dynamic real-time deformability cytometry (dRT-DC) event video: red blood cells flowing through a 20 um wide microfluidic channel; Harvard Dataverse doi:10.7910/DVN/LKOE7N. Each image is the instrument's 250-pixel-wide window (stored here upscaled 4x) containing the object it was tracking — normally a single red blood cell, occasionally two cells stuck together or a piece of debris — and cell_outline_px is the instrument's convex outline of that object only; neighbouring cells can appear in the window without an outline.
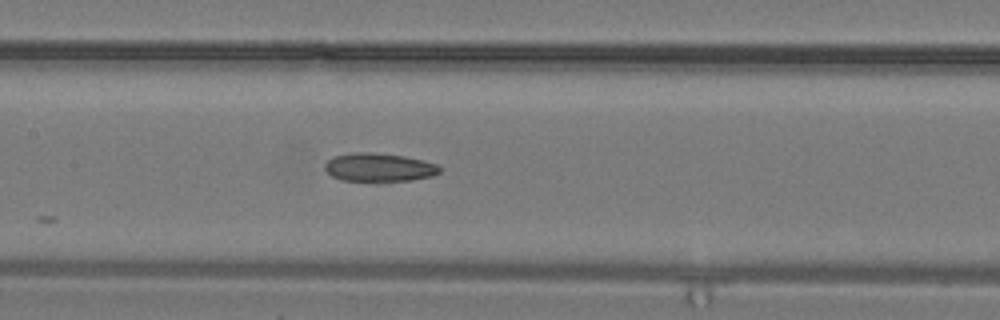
{"species": "common noctule bat (a hibernating species)", "species_latin": "Nyctalus noctula", "temperature_condition": "warm", "stored_images_in_passage": 19, "camera_frame_rate_fps": 3000, "um_per_image_px": 0.085, "animal": {"sex": "male", "body_mass_g": 19.2, "forearm_length_mm": 51.8}, "frame": {"image": 1, "passage_image": 15, "time_ms": 4.667, "image_size_px": [1000, 320], "cell_outline_px": [[440, 172], [432, 176], [412, 180], [380, 184], [340, 180], [332, 176], [324, 168], [324, 164], [332, 156], [352, 152], [372, 152], [404, 156], [424, 160], [436, 164], [440, 168]], "centroid_in_image_um": [32.19, 14.27], "position_along_channel_um": 175.2, "area_um2": 19.94}}
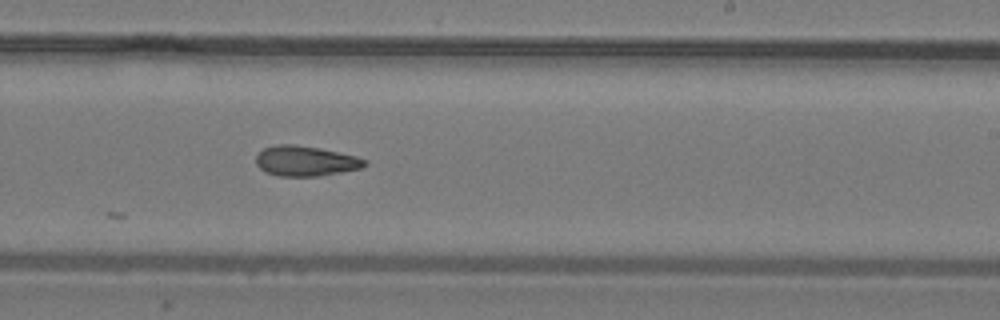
{"frame": {"image": 2, "passage_image": 19, "time_ms": 6.0, "image_size_px": [1000, 320], "cell_outline_px": [[368, 164], [360, 168], [320, 176], [280, 176], [264, 172], [256, 164], [256, 156], [264, 148], [276, 144], [292, 144], [320, 148], [356, 156], [368, 160]], "centroid_in_image_um": [25.96, 13.68], "position_along_channel_um": 263.0, "area_um2": 19.13}}